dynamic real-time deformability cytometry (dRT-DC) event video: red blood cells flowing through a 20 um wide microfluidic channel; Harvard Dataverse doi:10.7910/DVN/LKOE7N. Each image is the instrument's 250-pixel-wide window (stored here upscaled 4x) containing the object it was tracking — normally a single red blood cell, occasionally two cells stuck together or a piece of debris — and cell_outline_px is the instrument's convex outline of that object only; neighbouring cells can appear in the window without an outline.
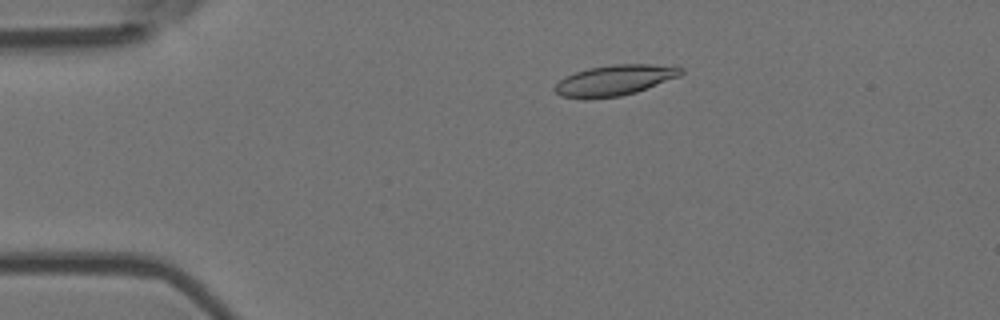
{"species": "Egyptian fruit bat (a non-hibernating species)", "species_latin": "Rousettus aegyptiacus", "temperature_condition": "room temperature", "stored_images_in_passage": 7, "camera_frame_rate_fps": 3000, "um_per_image_px": 0.085, "animal": {"sex": "female"}, "frame": {"image": 1, "passage_image": 4, "time_ms": 1.0, "image_size_px": [1000, 320], "cell_outline_px": [[684, 72], [680, 76], [636, 92], [620, 96], [584, 100], [560, 96], [552, 88], [564, 76], [588, 68], [612, 64], [652, 64], [684, 68]], "centroid_in_image_um": [52.2, 6.83], "position_along_channel_um": 32.8, "area_um2": 22.72}}
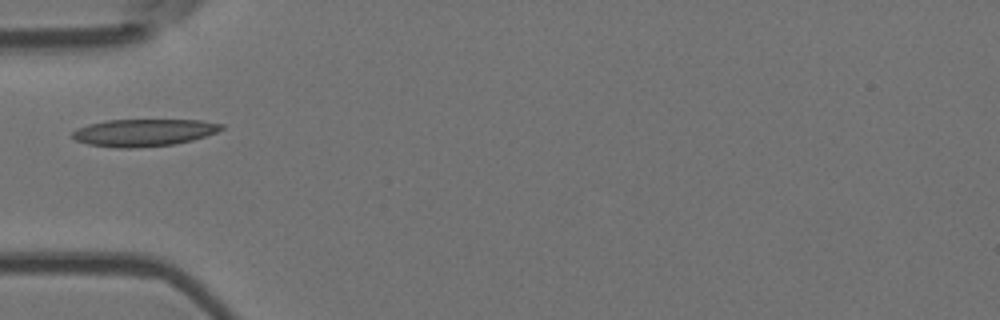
{"frame": {"image": 2, "passage_image": 6, "time_ms": 1.667, "image_size_px": [1000, 320], "cell_outline_px": [[224, 128], [216, 132], [192, 140], [172, 144], [128, 148], [116, 148], [88, 144], [76, 140], [72, 136], [72, 132], [76, 128], [88, 124], [108, 120], [200, 120], [224, 124]], "centroid_in_image_um": [12.2, 11.26], "position_along_channel_um": 72.8, "area_um2": 23.47}}
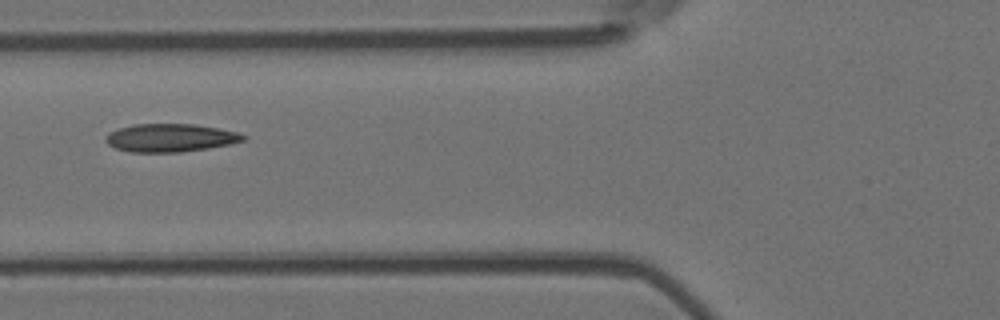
{"frame": {"image": 3, "passage_image": 7, "time_ms": 2.0, "image_size_px": [1000, 320], "cell_outline_px": [[248, 136], [244, 140], [232, 144], [208, 148], [180, 152], [132, 152], [116, 148], [108, 144], [104, 140], [104, 136], [108, 132], [120, 128], [136, 124], [192, 124], [216, 128], [236, 132]], "centroid_in_image_um": [14.46, 11.72], "position_along_channel_um": 111.3, "area_um2": 22.43}}